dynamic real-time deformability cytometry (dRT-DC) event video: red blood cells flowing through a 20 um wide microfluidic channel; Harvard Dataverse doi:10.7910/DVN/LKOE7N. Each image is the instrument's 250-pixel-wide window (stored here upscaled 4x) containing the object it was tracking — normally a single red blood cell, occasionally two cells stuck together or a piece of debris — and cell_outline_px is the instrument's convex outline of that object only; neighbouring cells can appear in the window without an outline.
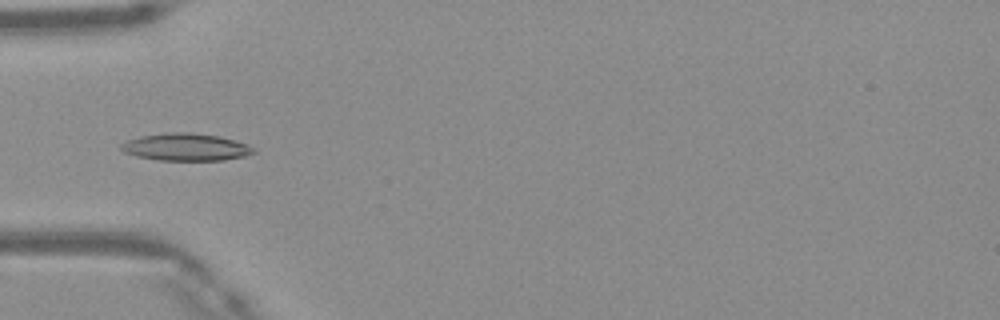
{"species": "Egyptian fruit bat (a non-hibernating species)", "species_latin": "Rousettus aegyptiacus", "temperature_condition": "warm", "stored_images_in_passage": 49, "camera_frame_rate_fps": 3000, "um_per_image_px": 0.085, "frame": {"image": 1, "passage_image": 16, "time_ms": 5.0, "image_size_px": [1000, 320], "cell_outline_px": [[256, 152], [244, 156], [224, 160], [156, 160], [136, 156], [124, 152], [120, 148], [120, 144], [128, 140], [140, 136], [168, 132], [188, 132], [220, 136], [236, 140], [248, 144]], "centroid_in_image_um": [15.79, 12.5], "position_along_channel_um": 69.2, "area_um2": 21.15}}
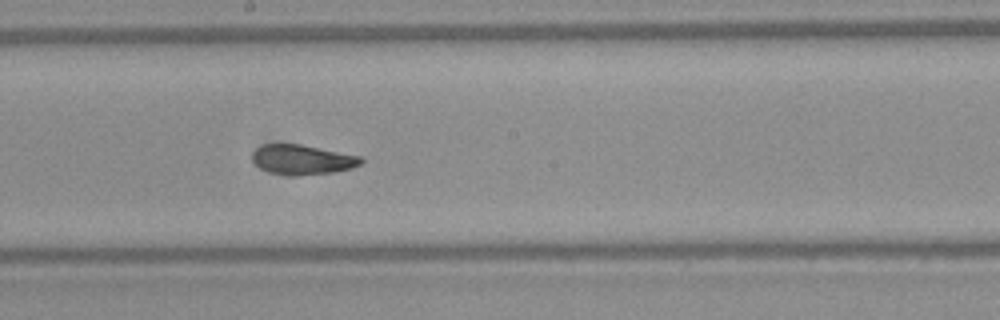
{"frame": {"image": 2, "passage_image": 27, "time_ms": 8.667, "image_size_px": [1000, 320], "cell_outline_px": [[364, 160], [360, 164], [352, 168], [332, 172], [296, 176], [268, 172], [260, 168], [252, 160], [252, 152], [256, 148], [264, 144], [300, 144], [360, 156]], "centroid_in_image_um": [25.67, 13.57], "position_along_channel_um": 222.5, "area_um2": 18.79}}
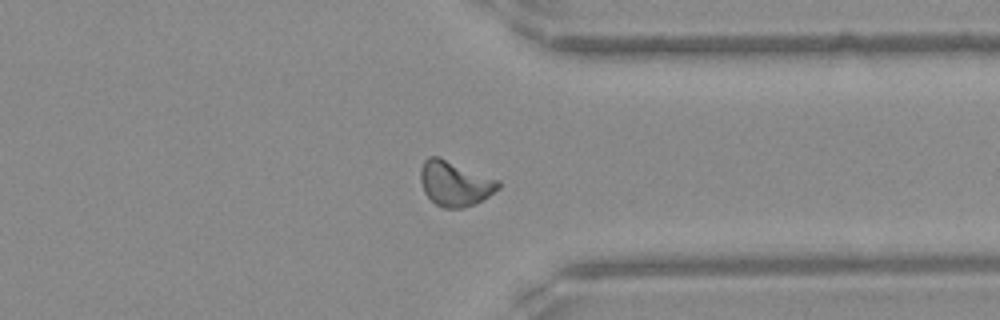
{"frame": {"image": 3, "passage_image": 38, "time_ms": 12.333, "image_size_px": [1000, 320], "cell_outline_px": [[500, 188], [476, 204], [464, 208], [444, 208], [436, 204], [424, 192], [420, 180], [420, 168], [424, 160], [428, 156], [440, 156], [500, 180]], "centroid_in_image_um": [38.67, 15.58], "position_along_channel_um": 372.7, "area_um2": 20.69}, "authors_computed_cell_mechanics": {"area_um2": 19.2474, "velocity_mm_per_s": 4.1636, "shape_relaxation_time_tau1_ms": 2.8131, "shape_relaxation_time_tau2_ms": 2.4677, "deformation_change_tau1": 0.1285, "deformation_change_tau2": 0.085}}